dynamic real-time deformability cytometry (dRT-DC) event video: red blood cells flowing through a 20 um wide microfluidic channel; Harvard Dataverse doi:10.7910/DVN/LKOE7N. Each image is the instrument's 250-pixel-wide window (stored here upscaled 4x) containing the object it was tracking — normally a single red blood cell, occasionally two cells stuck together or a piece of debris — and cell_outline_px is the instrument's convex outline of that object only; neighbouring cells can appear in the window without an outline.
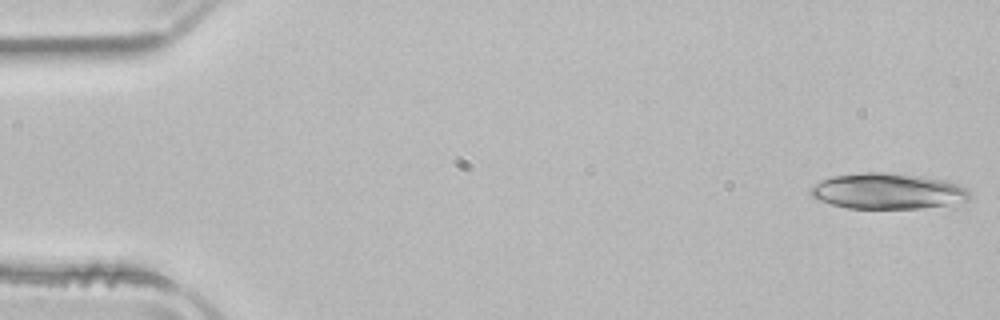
{"species": "common noctule bat (a hibernating species)", "species_latin": "Nyctalus noctula", "temperature_condition": "room temperature", "stored_images_in_passage": 22, "camera_frame_rate_fps": 3000, "um_per_image_px": 0.085, "animal": {"sex": "male", "body_mass_g": 21.5, "forearm_length_mm": 52.0}, "frame": {"image": 1, "passage_image": 1, "time_ms": 0.0, "image_size_px": [1000, 320], "cell_outline_px": [[972, 196], [968, 200], [956, 208], [848, 208], [816, 200], [808, 192], [808, 188], [820, 180], [832, 176], [860, 172], [884, 172], [920, 176], [944, 180], [968, 188]], "centroid_in_image_um": [75.54, 16.27], "position_along_channel_um": 9.5, "area_um2": 34.22}}